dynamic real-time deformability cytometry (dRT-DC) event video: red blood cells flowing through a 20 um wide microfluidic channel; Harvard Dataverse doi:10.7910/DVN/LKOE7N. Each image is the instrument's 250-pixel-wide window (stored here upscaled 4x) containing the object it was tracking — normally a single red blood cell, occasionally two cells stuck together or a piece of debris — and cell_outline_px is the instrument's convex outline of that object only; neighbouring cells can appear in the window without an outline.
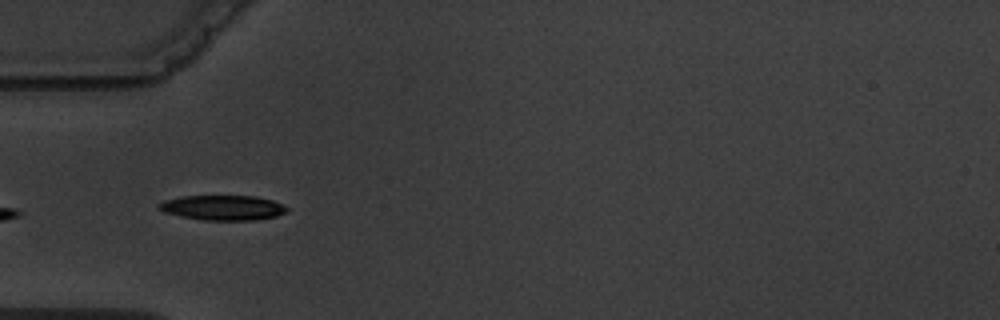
{"species": "common noctule bat (a hibernating species)", "species_latin": "Nyctalus noctula", "temperature_condition": "warm", "stored_images_in_passage": 13, "camera_frame_rate_fps": 3000, "um_per_image_px": 0.085, "animal": {"sex": "male", "body_mass_g": 19.5, "forearm_length_mm": 54.6}, "frame": {"image": 1, "passage_image": 3, "time_ms": 4.0, "image_size_px": [1000, 320], "cell_outline_px": [[288, 212], [276, 216], [256, 220], [204, 220], [180, 216], [164, 212], [156, 208], [156, 204], [164, 200], [180, 196], [256, 196], [272, 200], [288, 208]], "centroid_in_image_um": [18.9, 17.65], "position_along_channel_um": 66.1, "area_um2": 18.73}}
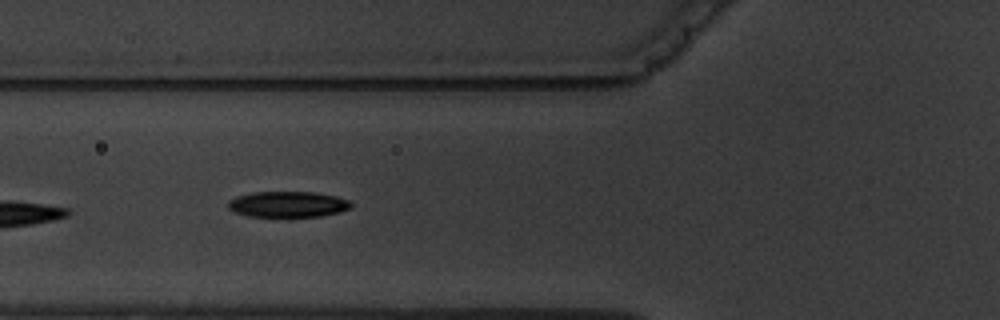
{"frame": {"image": 2, "passage_image": 4, "time_ms": 5.0, "image_size_px": [1000, 320], "cell_outline_px": [[352, 204], [348, 208], [340, 212], [320, 216], [248, 216], [236, 212], [228, 208], [228, 200], [236, 196], [252, 192], [312, 192], [336, 196], [348, 200]], "centroid_in_image_um": [24.44, 17.35], "position_along_channel_um": 101.4, "area_um2": 18.32}}
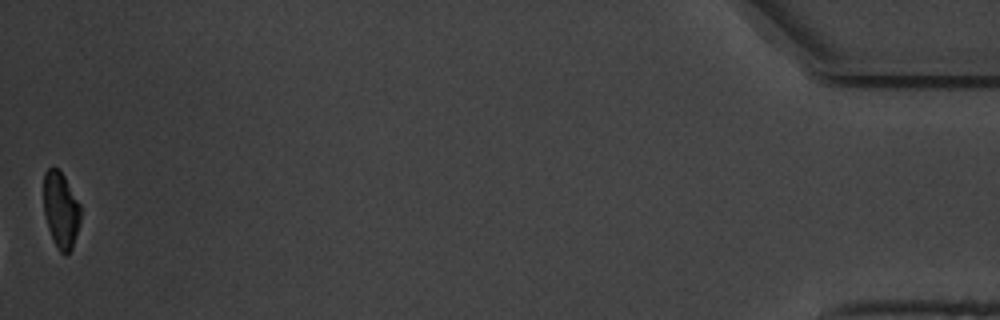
{"frame": {"image": 3, "passage_image": 13, "time_ms": 16.667, "image_size_px": [1000, 320], "cell_outline_px": [[80, 224], [72, 248], [64, 256], [60, 252], [48, 228], [44, 212], [44, 172], [52, 164], [64, 176], [80, 204]], "centroid_in_image_um": [5.17, 17.82], "position_along_channel_um": 430.0, "area_um2": 16.3}, "authors_computed_cell_mechanics": {"area_um2": 18.7272, "velocity_mm_per_s": 3.617, "shape_relaxation_time_tau1_ms": 1.8785, "shape_relaxation_time_tau2_ms": 6.3241, "deformation_change_tau1": 0.1259, "deformation_change_tau2": 0.116}}